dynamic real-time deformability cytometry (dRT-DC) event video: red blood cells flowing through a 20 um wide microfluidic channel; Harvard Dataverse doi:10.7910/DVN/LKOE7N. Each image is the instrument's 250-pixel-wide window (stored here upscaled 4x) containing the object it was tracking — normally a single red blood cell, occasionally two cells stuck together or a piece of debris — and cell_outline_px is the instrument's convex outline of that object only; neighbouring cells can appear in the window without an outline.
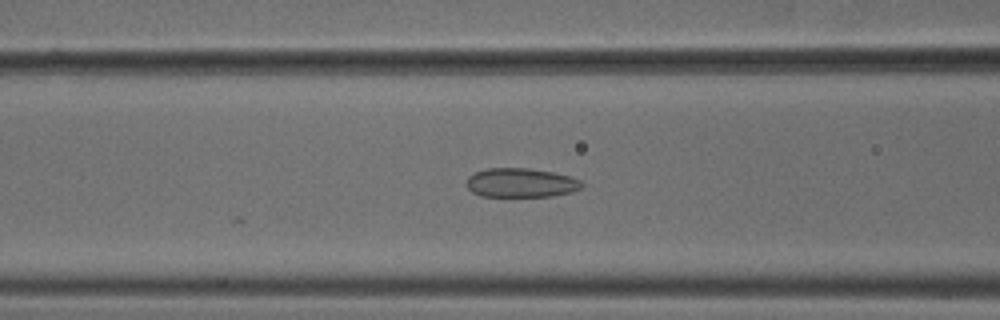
{"species": "common noctule bat (a hibernating species)", "species_latin": "Nyctalus noctula", "temperature_condition": "cold", "stored_images_in_passage": 11, "camera_frame_rate_fps": 3000, "um_per_image_px": 0.085, "animal": {"sex": "male", "body_mass_g": 18.8}, "frame": {"image": 1, "passage_image": 6, "time_ms": 1.667, "image_size_px": [1000, 320], "cell_outline_px": [[584, 184], [580, 188], [572, 192], [552, 196], [480, 196], [472, 192], [464, 184], [468, 176], [476, 172], [488, 168], [528, 168], [552, 172], [568, 176], [580, 180]], "centroid_in_image_um": [44.24, 15.54], "position_along_channel_um": 122.4, "area_um2": 19.59}}